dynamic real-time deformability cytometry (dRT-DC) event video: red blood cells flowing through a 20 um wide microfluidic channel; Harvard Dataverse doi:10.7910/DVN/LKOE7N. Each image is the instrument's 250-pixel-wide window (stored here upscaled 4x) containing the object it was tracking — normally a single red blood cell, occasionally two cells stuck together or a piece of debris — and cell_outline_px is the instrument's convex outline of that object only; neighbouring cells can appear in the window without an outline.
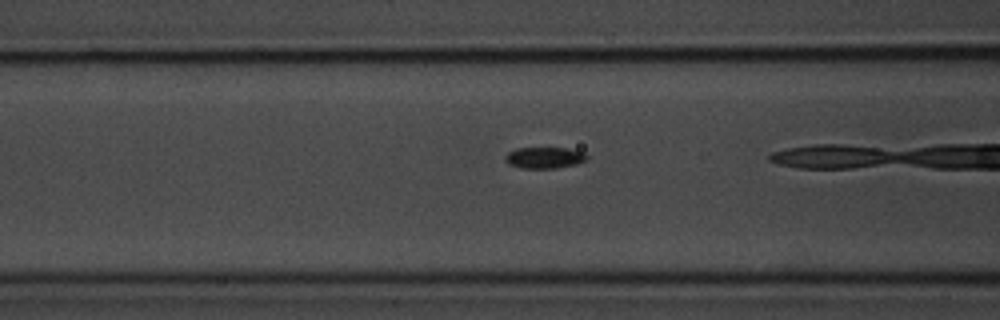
{"species": "common noctule bat (a hibernating species)", "species_latin": "Nyctalus noctula", "temperature_condition": "room temperature", "stored_images_in_passage": 32, "camera_frame_rate_fps": 3000, "um_per_image_px": 0.085, "animal": {"sex": "male", "body_mass_g": 20.1, "forearm_length_mm": 53.5}, "frame": {"image": 1, "passage_image": 10, "time_ms": 3.0, "image_size_px": [1000, 320], "cell_outline_px": [[588, 156], [584, 160], [576, 164], [556, 168], [520, 168], [508, 164], [504, 160], [504, 156], [508, 152], [516, 148], [568, 148], [580, 152]], "centroid_in_image_um": [46.2, 13.41], "position_along_channel_um": 120.4, "area_um2": 10.06}}